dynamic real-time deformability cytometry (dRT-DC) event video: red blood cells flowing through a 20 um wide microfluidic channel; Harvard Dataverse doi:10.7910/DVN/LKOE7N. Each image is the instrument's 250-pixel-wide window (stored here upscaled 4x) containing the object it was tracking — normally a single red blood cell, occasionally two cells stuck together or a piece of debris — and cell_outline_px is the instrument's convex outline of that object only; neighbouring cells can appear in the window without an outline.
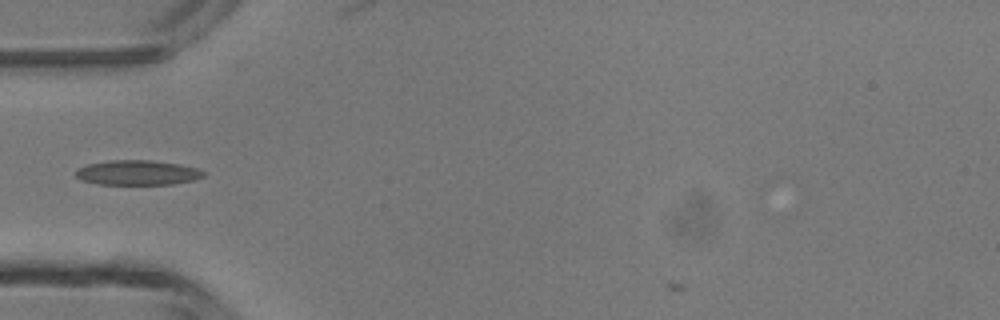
{"species": "common noctule bat (a hibernating species)", "species_latin": "Nyctalus noctula", "temperature_condition": "room temperature", "stored_images_in_passage": 31, "camera_frame_rate_fps": 3000, "um_per_image_px": 0.085, "animal": {"sex": "male", "body_mass_g": 13.3}, "frame": {"image": 1, "passage_image": 1, "time_ms": 0.0, "image_size_px": [1000, 320], "cell_outline_px": [[204, 176], [192, 180], [172, 184], [96, 184], [80, 180], [76, 176], [76, 168], [88, 164], [108, 160], [148, 160], [180, 164], [196, 168], [204, 172]], "centroid_in_image_um": [11.63, 14.67], "position_along_channel_um": 73.4, "area_um2": 18.44}}
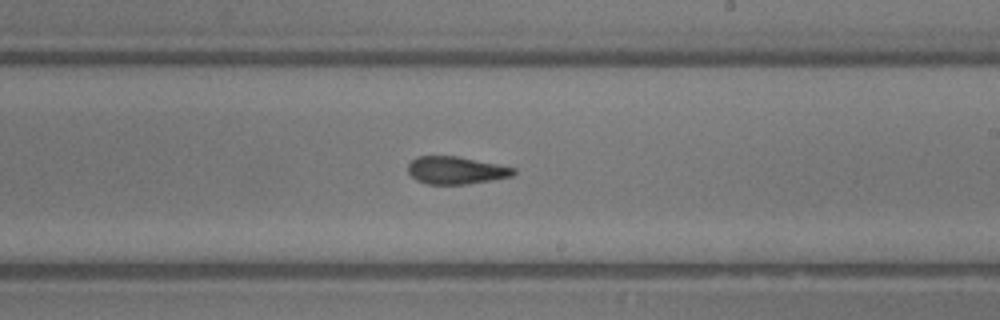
{"frame": {"image": 2, "passage_image": 13, "time_ms": 4.0, "image_size_px": [1000, 320], "cell_outline_px": [[516, 172], [512, 176], [492, 180], [464, 184], [428, 184], [416, 180], [408, 172], [408, 164], [416, 156], [456, 156], [516, 168]], "centroid_in_image_um": [38.74, 14.47], "position_along_channel_um": 250.3, "area_um2": 16.82}}
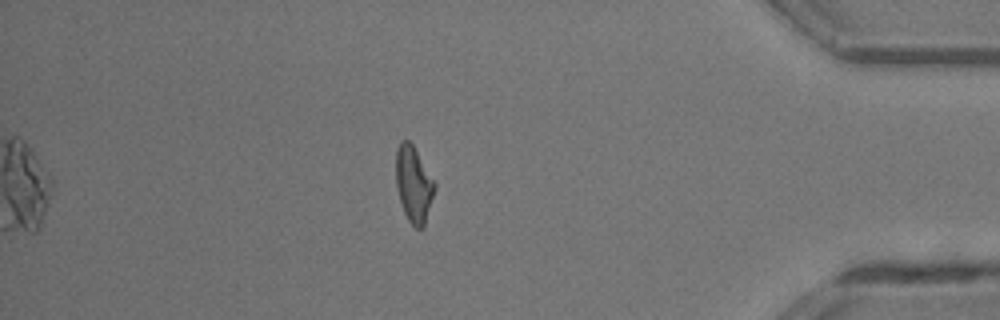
{"frame": {"image": 3, "passage_image": 26, "time_ms": 8.333, "image_size_px": [1000, 320], "cell_outline_px": [[436, 188], [424, 228], [416, 228], [408, 220], [404, 212], [400, 200], [396, 184], [396, 148], [400, 140], [408, 140], [412, 144], [436, 184]], "centroid_in_image_um": [35.16, 15.67], "position_along_channel_um": 400.0, "area_um2": 17.11}}